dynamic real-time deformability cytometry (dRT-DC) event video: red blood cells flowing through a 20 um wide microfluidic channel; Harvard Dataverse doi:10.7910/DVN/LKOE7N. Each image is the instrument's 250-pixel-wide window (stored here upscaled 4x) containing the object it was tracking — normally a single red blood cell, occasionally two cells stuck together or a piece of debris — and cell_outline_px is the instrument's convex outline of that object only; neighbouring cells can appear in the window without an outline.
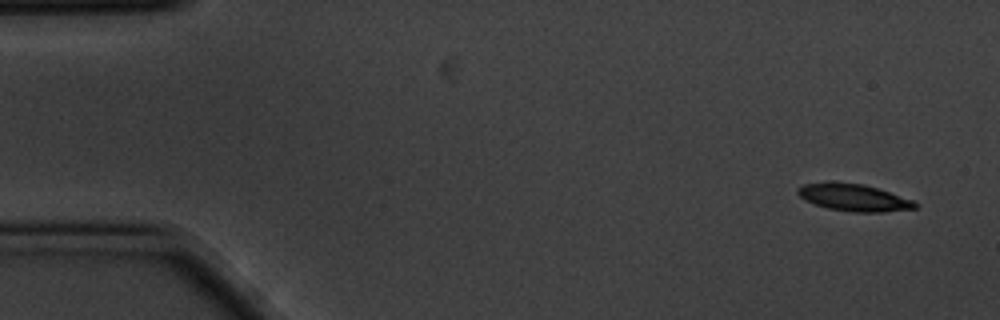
{"species": "common noctule bat (a hibernating species)", "species_latin": "Nyctalus noctula", "temperature_condition": "cold", "stored_images_in_passage": 7, "camera_frame_rate_fps": 3000, "um_per_image_px": 0.085, "animal": {"sex": "male", "body_mass_g": 20.1, "forearm_length_mm": 53.5}, "frame": {"image": 1, "passage_image": 1, "time_ms": 0.0, "image_size_px": [1000, 320], "cell_outline_px": [[920, 204], [916, 208], [884, 212], [852, 212], [828, 208], [804, 200], [796, 192], [796, 188], [804, 184], [828, 180], [864, 184], [912, 200]], "centroid_in_image_um": [72.52, 16.77], "position_along_channel_um": 12.5, "area_um2": 18.73}}
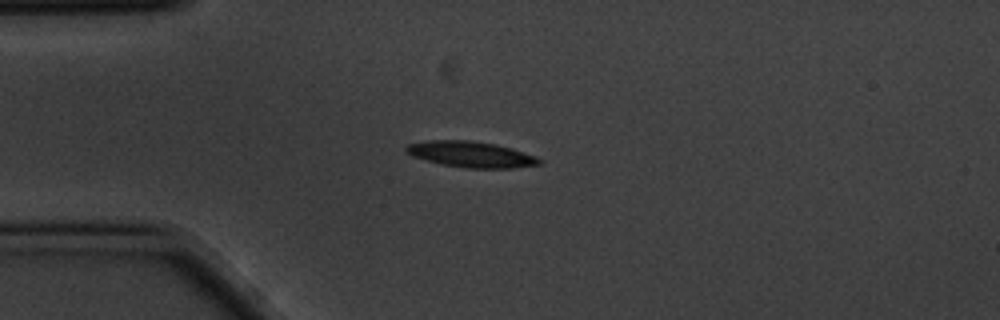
{"frame": {"image": 2, "passage_image": 4, "time_ms": 1.0, "image_size_px": [1000, 320], "cell_outline_px": [[544, 160], [540, 164], [512, 168], [468, 168], [440, 164], [412, 156], [404, 152], [404, 148], [408, 144], [428, 140], [468, 140], [496, 144], [512, 148], [536, 156]], "centroid_in_image_um": [40.03, 13.12], "position_along_channel_um": 45.0, "area_um2": 20.23}}